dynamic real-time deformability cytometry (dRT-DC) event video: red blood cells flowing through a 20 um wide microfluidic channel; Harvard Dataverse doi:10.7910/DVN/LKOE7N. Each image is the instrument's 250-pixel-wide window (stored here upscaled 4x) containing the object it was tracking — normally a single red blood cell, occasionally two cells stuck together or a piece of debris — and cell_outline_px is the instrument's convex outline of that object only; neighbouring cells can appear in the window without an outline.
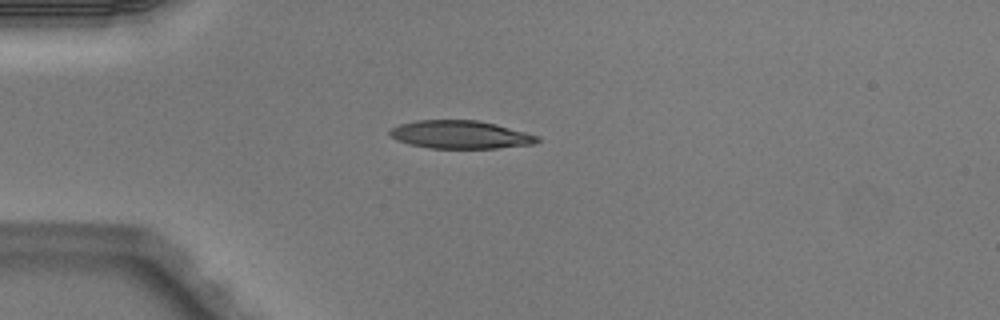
{"species": "Egyptian fruit bat (a non-hibernating species)", "species_latin": "Rousettus aegyptiacus", "temperature_condition": "warm", "stored_images_in_passage": 1, "camera_frame_rate_fps": 3000, "um_per_image_px": 0.085, "animal": {"sex": "male"}, "frame": {"image": 1, "passage_image": 1, "time_ms": 0.0, "image_size_px": [1000, 320], "cell_outline_px": [[540, 140], [532, 144], [496, 148], [432, 148], [408, 144], [396, 140], [388, 132], [392, 128], [400, 124], [416, 120], [476, 120], [496, 124], [540, 136]], "centroid_in_image_um": [39.12, 11.44], "position_along_channel_um": 45.9, "area_um2": 23.99}}